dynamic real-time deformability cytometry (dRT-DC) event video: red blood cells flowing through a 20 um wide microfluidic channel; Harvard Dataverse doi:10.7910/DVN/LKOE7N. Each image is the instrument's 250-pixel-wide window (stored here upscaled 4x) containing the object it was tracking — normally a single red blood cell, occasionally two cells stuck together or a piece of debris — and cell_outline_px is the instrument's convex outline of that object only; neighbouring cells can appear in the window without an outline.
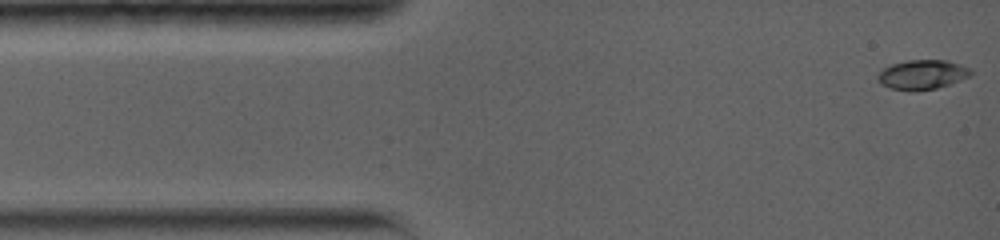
{"species": "common noctule bat (a hibernating species)", "species_latin": "Nyctalus noctula", "temperature_condition": "warm", "stored_images_in_passage": 28, "camera_frame_rate_fps": 5000, "um_per_image_px": 0.085, "animal": {"sex": "female", "body_mass_g": 19.0, "forearm_length_mm": 56.7}, "frame": {"image": 1, "passage_image": 1, "time_ms": 0.0, "image_size_px": [1000, 240], "cell_outline_px": [[972, 76], [936, 88], [916, 92], [912, 92], [888, 88], [880, 84], [876, 80], [876, 76], [884, 68], [892, 64], [908, 60], [948, 60], [960, 64], [968, 68], [972, 72]], "centroid_in_image_um": [78.36, 6.36], "position_along_channel_um": 6.6, "area_um2": 16.24}}
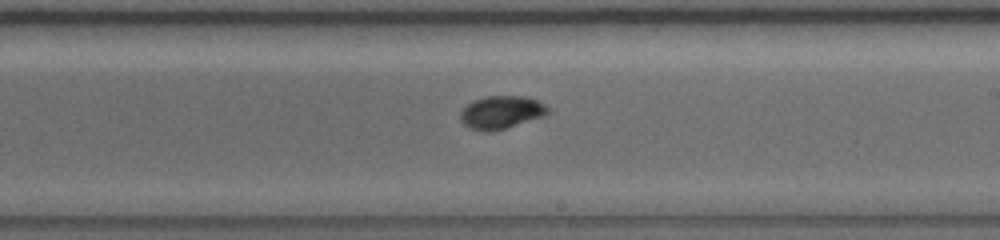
{"frame": {"image": 2, "passage_image": 13, "time_ms": 8.2, "image_size_px": [1000, 240], "cell_outline_px": [[548, 112], [544, 116], [492, 132], [480, 132], [468, 128], [460, 120], [460, 112], [472, 100], [488, 96], [528, 96], [544, 104], [548, 108]], "centroid_in_image_um": [42.57, 9.56], "position_along_channel_um": 246.4, "area_um2": 16.88}}
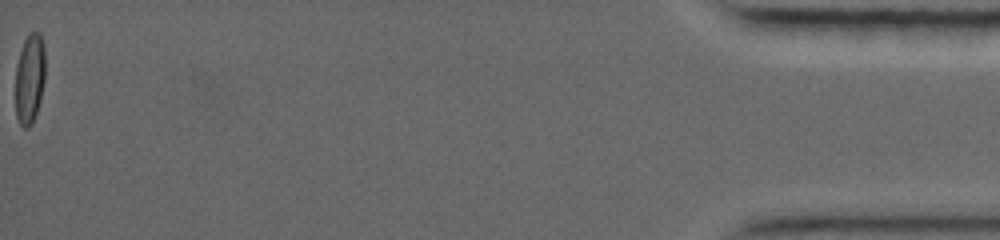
{"frame": {"image": 3, "passage_image": 28, "time_ms": 16.8, "image_size_px": [1000, 240], "cell_outline_px": [[44, 80], [40, 100], [32, 124], [28, 128], [24, 128], [20, 124], [16, 116], [16, 64], [24, 40], [28, 32], [40, 32], [44, 44]], "centroid_in_image_um": [2.52, 6.65], "position_along_channel_um": 432.7, "area_um2": 15.61}, "authors_computed_cell_mechanics": {"area_um2": 15.895, "velocity_mm_per_s": 3.8443, "shape_relaxation_time_tau1_ms": 5.9881, "shape_relaxation_time_tau2_ms": null, "deformation_change_tau1": 0.1858, "deformation_change_tau2": null}}